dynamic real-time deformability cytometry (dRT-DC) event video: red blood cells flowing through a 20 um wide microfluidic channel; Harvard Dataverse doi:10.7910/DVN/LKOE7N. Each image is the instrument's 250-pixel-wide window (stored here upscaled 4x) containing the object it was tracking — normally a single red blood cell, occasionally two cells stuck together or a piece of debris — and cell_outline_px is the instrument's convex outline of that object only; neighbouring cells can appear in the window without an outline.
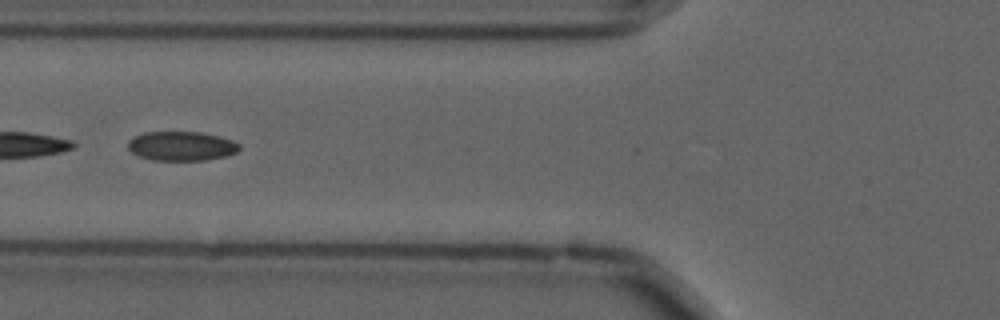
{"species": "common noctule bat (a hibernating species)", "species_latin": "Nyctalus noctula", "temperature_condition": "cold", "stored_images_in_passage": 16, "camera_frame_rate_fps": 3000, "um_per_image_px": 0.085, "animal": {"sex": "male", "forearm_length_mm": 52.5}, "frame": {"image": 1, "passage_image": 14, "time_ms": 4.333, "image_size_px": [1000, 320], "cell_outline_px": [[240, 148], [236, 152], [228, 156], [204, 160], [156, 160], [140, 156], [132, 152], [128, 148], [128, 140], [132, 136], [144, 132], [200, 132], [220, 136], [232, 140], [240, 144]], "centroid_in_image_um": [15.43, 12.4], "position_along_channel_um": 110.4, "area_um2": 19.07}}